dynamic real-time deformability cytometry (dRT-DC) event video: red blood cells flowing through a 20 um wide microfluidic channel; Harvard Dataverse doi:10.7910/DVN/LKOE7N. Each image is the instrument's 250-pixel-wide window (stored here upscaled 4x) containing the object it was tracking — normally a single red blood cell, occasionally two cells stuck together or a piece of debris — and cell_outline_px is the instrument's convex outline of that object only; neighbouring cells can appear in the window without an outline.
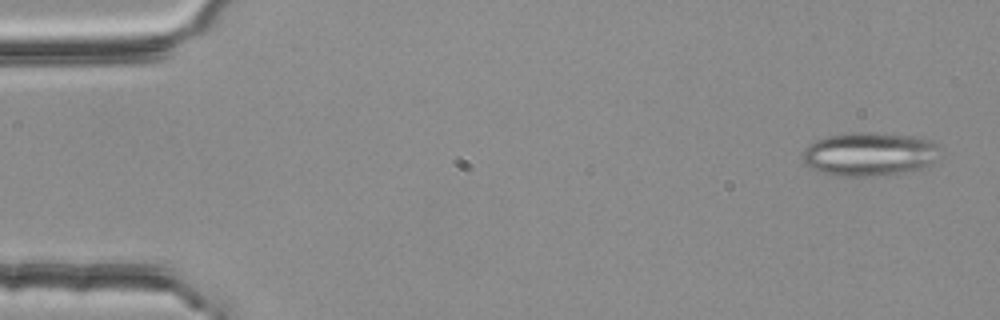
{"species": "common noctule bat (a hibernating species)", "species_latin": "Nyctalus noctula", "temperature_condition": "room temperature", "stored_images_in_passage": 54, "segment_of_instrument_passage": [1, 2], "camera_frame_rate_fps": 3000, "um_per_image_px": 0.085, "animal": {"sex": "female", "body_mass_g": 25.1}, "frame": {"image": 1, "passage_image": 3, "time_ms": 0.667, "image_size_px": [1000, 320], "cell_outline_px": [[936, 144], [932, 160], [928, 164], [920, 168], [904, 172], [864, 176], [844, 176], [824, 172], [812, 168], [804, 160], [804, 148], [808, 144], [816, 140], [828, 136], [844, 132], [876, 132], [916, 136], [928, 140]], "centroid_in_image_um": [73.83, 13.06], "position_along_channel_um": 11.2, "area_um2": 34.1}}